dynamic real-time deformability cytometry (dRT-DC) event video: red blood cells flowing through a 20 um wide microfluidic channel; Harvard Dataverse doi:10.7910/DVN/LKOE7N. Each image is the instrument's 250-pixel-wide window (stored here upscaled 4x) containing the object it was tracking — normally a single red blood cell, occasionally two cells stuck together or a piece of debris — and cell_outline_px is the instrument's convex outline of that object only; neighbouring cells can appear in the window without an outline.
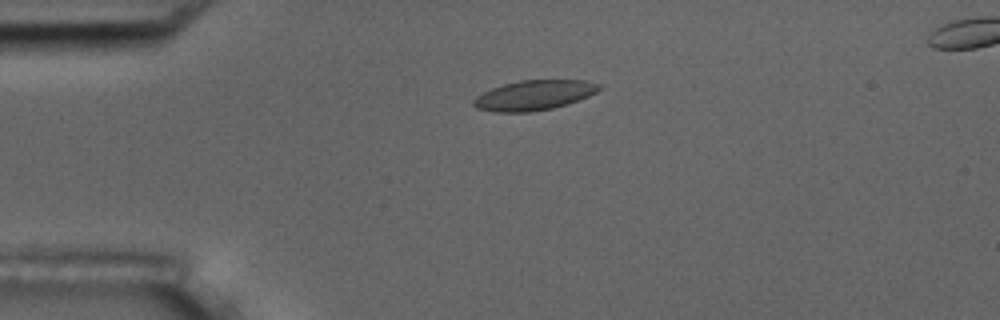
{"species": "common noctule bat (a hibernating species)", "species_latin": "Nyctalus noctula", "temperature_condition": "room temperature", "stored_images_in_passage": 3, "segment_of_instrument_passage": [1, 2], "camera_frame_rate_fps": 3000, "um_per_image_px": 0.085, "animal": {"sex": "male", "body_mass_g": 17.5, "forearm_length_mm": 52.3}, "frame": {"image": 1, "passage_image": 1, "time_ms": 0.0, "image_size_px": [1000, 320], "cell_outline_px": [[600, 88], [596, 92], [588, 96], [552, 108], [532, 112], [492, 112], [476, 108], [472, 104], [472, 100], [476, 96], [492, 88], [504, 84], [520, 80], [588, 80], [600, 84]], "centroid_in_image_um": [45.35, 8.09], "position_along_channel_um": 39.6, "area_um2": 21.79}}